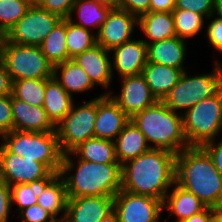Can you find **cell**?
Segmentation results:
<instances>
[{"label":"cell","instance_id":"cell-35","mask_svg":"<svg viewBox=\"0 0 222 222\" xmlns=\"http://www.w3.org/2000/svg\"><path fill=\"white\" fill-rule=\"evenodd\" d=\"M38 187L39 184H18L11 186L12 205L17 204L18 212L24 208L30 207L38 202Z\"/></svg>","mask_w":222,"mask_h":222},{"label":"cell","instance_id":"cell-33","mask_svg":"<svg viewBox=\"0 0 222 222\" xmlns=\"http://www.w3.org/2000/svg\"><path fill=\"white\" fill-rule=\"evenodd\" d=\"M174 26L176 36L181 39H188L197 36L204 28V17L201 14L190 10L174 9Z\"/></svg>","mask_w":222,"mask_h":222},{"label":"cell","instance_id":"cell-40","mask_svg":"<svg viewBox=\"0 0 222 222\" xmlns=\"http://www.w3.org/2000/svg\"><path fill=\"white\" fill-rule=\"evenodd\" d=\"M10 209H12L11 188L0 179V222H8Z\"/></svg>","mask_w":222,"mask_h":222},{"label":"cell","instance_id":"cell-36","mask_svg":"<svg viewBox=\"0 0 222 222\" xmlns=\"http://www.w3.org/2000/svg\"><path fill=\"white\" fill-rule=\"evenodd\" d=\"M214 4L215 0H175V9L190 10L211 19L214 17Z\"/></svg>","mask_w":222,"mask_h":222},{"label":"cell","instance_id":"cell-28","mask_svg":"<svg viewBox=\"0 0 222 222\" xmlns=\"http://www.w3.org/2000/svg\"><path fill=\"white\" fill-rule=\"evenodd\" d=\"M71 156L93 163H119L116 157L115 143L111 140L92 137L81 143Z\"/></svg>","mask_w":222,"mask_h":222},{"label":"cell","instance_id":"cell-14","mask_svg":"<svg viewBox=\"0 0 222 222\" xmlns=\"http://www.w3.org/2000/svg\"><path fill=\"white\" fill-rule=\"evenodd\" d=\"M138 25V17L130 12L116 8L109 12L107 20L101 25L97 44L111 51L113 48L131 41V34Z\"/></svg>","mask_w":222,"mask_h":222},{"label":"cell","instance_id":"cell-5","mask_svg":"<svg viewBox=\"0 0 222 222\" xmlns=\"http://www.w3.org/2000/svg\"><path fill=\"white\" fill-rule=\"evenodd\" d=\"M0 139L11 153L43 163L54 174H59L63 153L59 147L56 131L24 132L13 129L3 134Z\"/></svg>","mask_w":222,"mask_h":222},{"label":"cell","instance_id":"cell-8","mask_svg":"<svg viewBox=\"0 0 222 222\" xmlns=\"http://www.w3.org/2000/svg\"><path fill=\"white\" fill-rule=\"evenodd\" d=\"M0 58L12 81L53 77L54 66L40 46L13 44L5 39L0 45Z\"/></svg>","mask_w":222,"mask_h":222},{"label":"cell","instance_id":"cell-3","mask_svg":"<svg viewBox=\"0 0 222 222\" xmlns=\"http://www.w3.org/2000/svg\"><path fill=\"white\" fill-rule=\"evenodd\" d=\"M77 161V163L74 162L70 153L62 156L59 174L64 180L68 198L114 197L121 190L122 171L120 163L102 164L82 159ZM72 170H75L74 174H72Z\"/></svg>","mask_w":222,"mask_h":222},{"label":"cell","instance_id":"cell-45","mask_svg":"<svg viewBox=\"0 0 222 222\" xmlns=\"http://www.w3.org/2000/svg\"><path fill=\"white\" fill-rule=\"evenodd\" d=\"M175 0H150L149 12H172Z\"/></svg>","mask_w":222,"mask_h":222},{"label":"cell","instance_id":"cell-13","mask_svg":"<svg viewBox=\"0 0 222 222\" xmlns=\"http://www.w3.org/2000/svg\"><path fill=\"white\" fill-rule=\"evenodd\" d=\"M120 80L122 81L120 95L112 96L110 91L104 94H108L130 118L158 101L142 74L123 77Z\"/></svg>","mask_w":222,"mask_h":222},{"label":"cell","instance_id":"cell-26","mask_svg":"<svg viewBox=\"0 0 222 222\" xmlns=\"http://www.w3.org/2000/svg\"><path fill=\"white\" fill-rule=\"evenodd\" d=\"M149 40L146 44L175 37L174 16L172 12H147L138 17V25Z\"/></svg>","mask_w":222,"mask_h":222},{"label":"cell","instance_id":"cell-27","mask_svg":"<svg viewBox=\"0 0 222 222\" xmlns=\"http://www.w3.org/2000/svg\"><path fill=\"white\" fill-rule=\"evenodd\" d=\"M53 76L71 96L95 87L87 73L73 59L55 65Z\"/></svg>","mask_w":222,"mask_h":222},{"label":"cell","instance_id":"cell-39","mask_svg":"<svg viewBox=\"0 0 222 222\" xmlns=\"http://www.w3.org/2000/svg\"><path fill=\"white\" fill-rule=\"evenodd\" d=\"M13 130L11 95L0 96V137Z\"/></svg>","mask_w":222,"mask_h":222},{"label":"cell","instance_id":"cell-53","mask_svg":"<svg viewBox=\"0 0 222 222\" xmlns=\"http://www.w3.org/2000/svg\"><path fill=\"white\" fill-rule=\"evenodd\" d=\"M55 222H64V220H58V219H57Z\"/></svg>","mask_w":222,"mask_h":222},{"label":"cell","instance_id":"cell-4","mask_svg":"<svg viewBox=\"0 0 222 222\" xmlns=\"http://www.w3.org/2000/svg\"><path fill=\"white\" fill-rule=\"evenodd\" d=\"M162 101L147 107L130 118L154 149H165L178 154L190 147L183 129V118Z\"/></svg>","mask_w":222,"mask_h":222},{"label":"cell","instance_id":"cell-22","mask_svg":"<svg viewBox=\"0 0 222 222\" xmlns=\"http://www.w3.org/2000/svg\"><path fill=\"white\" fill-rule=\"evenodd\" d=\"M114 143L116 157L121 165L151 149L144 134L131 119L116 137Z\"/></svg>","mask_w":222,"mask_h":222},{"label":"cell","instance_id":"cell-23","mask_svg":"<svg viewBox=\"0 0 222 222\" xmlns=\"http://www.w3.org/2000/svg\"><path fill=\"white\" fill-rule=\"evenodd\" d=\"M182 74L183 71L181 69L152 62H147L142 70V75L145 77L151 93L158 101L163 100L172 87L179 81Z\"/></svg>","mask_w":222,"mask_h":222},{"label":"cell","instance_id":"cell-29","mask_svg":"<svg viewBox=\"0 0 222 222\" xmlns=\"http://www.w3.org/2000/svg\"><path fill=\"white\" fill-rule=\"evenodd\" d=\"M112 9L103 7L92 0H77L70 12L69 19L72 23L82 26L85 29L91 30L97 28V33L101 25L107 20L109 12ZM74 11L77 12L79 19L76 22L72 17ZM91 26V27H90Z\"/></svg>","mask_w":222,"mask_h":222},{"label":"cell","instance_id":"cell-30","mask_svg":"<svg viewBox=\"0 0 222 222\" xmlns=\"http://www.w3.org/2000/svg\"><path fill=\"white\" fill-rule=\"evenodd\" d=\"M42 53L55 66L69 60L66 46V19H62L40 45Z\"/></svg>","mask_w":222,"mask_h":222},{"label":"cell","instance_id":"cell-12","mask_svg":"<svg viewBox=\"0 0 222 222\" xmlns=\"http://www.w3.org/2000/svg\"><path fill=\"white\" fill-rule=\"evenodd\" d=\"M113 210L120 222H160L163 202L147 195L120 190L114 196Z\"/></svg>","mask_w":222,"mask_h":222},{"label":"cell","instance_id":"cell-50","mask_svg":"<svg viewBox=\"0 0 222 222\" xmlns=\"http://www.w3.org/2000/svg\"><path fill=\"white\" fill-rule=\"evenodd\" d=\"M100 222H120V221L118 219L117 214L113 210L109 215L103 218Z\"/></svg>","mask_w":222,"mask_h":222},{"label":"cell","instance_id":"cell-7","mask_svg":"<svg viewBox=\"0 0 222 222\" xmlns=\"http://www.w3.org/2000/svg\"><path fill=\"white\" fill-rule=\"evenodd\" d=\"M211 73L189 76L183 72L179 81L172 87L162 102L171 110H189L203 99L215 95L222 88V66L215 61Z\"/></svg>","mask_w":222,"mask_h":222},{"label":"cell","instance_id":"cell-37","mask_svg":"<svg viewBox=\"0 0 222 222\" xmlns=\"http://www.w3.org/2000/svg\"><path fill=\"white\" fill-rule=\"evenodd\" d=\"M77 0H42L39 7L67 19Z\"/></svg>","mask_w":222,"mask_h":222},{"label":"cell","instance_id":"cell-44","mask_svg":"<svg viewBox=\"0 0 222 222\" xmlns=\"http://www.w3.org/2000/svg\"><path fill=\"white\" fill-rule=\"evenodd\" d=\"M12 95V80L0 58V96Z\"/></svg>","mask_w":222,"mask_h":222},{"label":"cell","instance_id":"cell-24","mask_svg":"<svg viewBox=\"0 0 222 222\" xmlns=\"http://www.w3.org/2000/svg\"><path fill=\"white\" fill-rule=\"evenodd\" d=\"M172 187H174L172 192H168L163 201V210L168 209L170 215H175L177 218L175 222H181L206 208L198 197L176 182Z\"/></svg>","mask_w":222,"mask_h":222},{"label":"cell","instance_id":"cell-47","mask_svg":"<svg viewBox=\"0 0 222 222\" xmlns=\"http://www.w3.org/2000/svg\"><path fill=\"white\" fill-rule=\"evenodd\" d=\"M95 1L97 4L110 8V9H116L118 8V0H92Z\"/></svg>","mask_w":222,"mask_h":222},{"label":"cell","instance_id":"cell-41","mask_svg":"<svg viewBox=\"0 0 222 222\" xmlns=\"http://www.w3.org/2000/svg\"><path fill=\"white\" fill-rule=\"evenodd\" d=\"M206 32L209 44L220 51L222 49V21L217 16L208 24Z\"/></svg>","mask_w":222,"mask_h":222},{"label":"cell","instance_id":"cell-21","mask_svg":"<svg viewBox=\"0 0 222 222\" xmlns=\"http://www.w3.org/2000/svg\"><path fill=\"white\" fill-rule=\"evenodd\" d=\"M37 204L44 208L56 220V216L63 213L58 220H64L67 208V190L60 174H55L48 181L39 184Z\"/></svg>","mask_w":222,"mask_h":222},{"label":"cell","instance_id":"cell-43","mask_svg":"<svg viewBox=\"0 0 222 222\" xmlns=\"http://www.w3.org/2000/svg\"><path fill=\"white\" fill-rule=\"evenodd\" d=\"M212 159L218 172L222 175V141L216 144L215 140L209 141L201 146Z\"/></svg>","mask_w":222,"mask_h":222},{"label":"cell","instance_id":"cell-18","mask_svg":"<svg viewBox=\"0 0 222 222\" xmlns=\"http://www.w3.org/2000/svg\"><path fill=\"white\" fill-rule=\"evenodd\" d=\"M109 53L111 54L109 50L96 44L72 59L82 67L94 85L108 89L113 80Z\"/></svg>","mask_w":222,"mask_h":222},{"label":"cell","instance_id":"cell-34","mask_svg":"<svg viewBox=\"0 0 222 222\" xmlns=\"http://www.w3.org/2000/svg\"><path fill=\"white\" fill-rule=\"evenodd\" d=\"M30 7L26 0H0V29L6 34Z\"/></svg>","mask_w":222,"mask_h":222},{"label":"cell","instance_id":"cell-20","mask_svg":"<svg viewBox=\"0 0 222 222\" xmlns=\"http://www.w3.org/2000/svg\"><path fill=\"white\" fill-rule=\"evenodd\" d=\"M186 40L177 36L147 44V62L185 71Z\"/></svg>","mask_w":222,"mask_h":222},{"label":"cell","instance_id":"cell-38","mask_svg":"<svg viewBox=\"0 0 222 222\" xmlns=\"http://www.w3.org/2000/svg\"><path fill=\"white\" fill-rule=\"evenodd\" d=\"M22 222H55L56 219L38 204L19 212Z\"/></svg>","mask_w":222,"mask_h":222},{"label":"cell","instance_id":"cell-51","mask_svg":"<svg viewBox=\"0 0 222 222\" xmlns=\"http://www.w3.org/2000/svg\"><path fill=\"white\" fill-rule=\"evenodd\" d=\"M30 6H39L42 0H26Z\"/></svg>","mask_w":222,"mask_h":222},{"label":"cell","instance_id":"cell-2","mask_svg":"<svg viewBox=\"0 0 222 222\" xmlns=\"http://www.w3.org/2000/svg\"><path fill=\"white\" fill-rule=\"evenodd\" d=\"M175 182L206 207L222 208V175L201 146H190L176 154Z\"/></svg>","mask_w":222,"mask_h":222},{"label":"cell","instance_id":"cell-46","mask_svg":"<svg viewBox=\"0 0 222 222\" xmlns=\"http://www.w3.org/2000/svg\"><path fill=\"white\" fill-rule=\"evenodd\" d=\"M213 213L212 207H206L203 211L182 220L181 222H210Z\"/></svg>","mask_w":222,"mask_h":222},{"label":"cell","instance_id":"cell-19","mask_svg":"<svg viewBox=\"0 0 222 222\" xmlns=\"http://www.w3.org/2000/svg\"><path fill=\"white\" fill-rule=\"evenodd\" d=\"M13 129L24 132H52L55 126L43 107L30 105L11 95Z\"/></svg>","mask_w":222,"mask_h":222},{"label":"cell","instance_id":"cell-9","mask_svg":"<svg viewBox=\"0 0 222 222\" xmlns=\"http://www.w3.org/2000/svg\"><path fill=\"white\" fill-rule=\"evenodd\" d=\"M73 103L70 112L55 126L59 147L63 154L72 152L81 143L94 137L96 98L83 105Z\"/></svg>","mask_w":222,"mask_h":222},{"label":"cell","instance_id":"cell-11","mask_svg":"<svg viewBox=\"0 0 222 222\" xmlns=\"http://www.w3.org/2000/svg\"><path fill=\"white\" fill-rule=\"evenodd\" d=\"M0 144V179L10 187L18 184H41L55 175L45 164L24 159Z\"/></svg>","mask_w":222,"mask_h":222},{"label":"cell","instance_id":"cell-25","mask_svg":"<svg viewBox=\"0 0 222 222\" xmlns=\"http://www.w3.org/2000/svg\"><path fill=\"white\" fill-rule=\"evenodd\" d=\"M73 101L72 96L60 85L54 76L46 79L43 108L54 126L70 112L73 103H75Z\"/></svg>","mask_w":222,"mask_h":222},{"label":"cell","instance_id":"cell-6","mask_svg":"<svg viewBox=\"0 0 222 222\" xmlns=\"http://www.w3.org/2000/svg\"><path fill=\"white\" fill-rule=\"evenodd\" d=\"M181 114L189 146H202L215 140L222 130V88Z\"/></svg>","mask_w":222,"mask_h":222},{"label":"cell","instance_id":"cell-42","mask_svg":"<svg viewBox=\"0 0 222 222\" xmlns=\"http://www.w3.org/2000/svg\"><path fill=\"white\" fill-rule=\"evenodd\" d=\"M150 0H118V8L139 17L149 12Z\"/></svg>","mask_w":222,"mask_h":222},{"label":"cell","instance_id":"cell-49","mask_svg":"<svg viewBox=\"0 0 222 222\" xmlns=\"http://www.w3.org/2000/svg\"><path fill=\"white\" fill-rule=\"evenodd\" d=\"M215 14H217V18L222 21V0H215L213 15Z\"/></svg>","mask_w":222,"mask_h":222},{"label":"cell","instance_id":"cell-31","mask_svg":"<svg viewBox=\"0 0 222 222\" xmlns=\"http://www.w3.org/2000/svg\"><path fill=\"white\" fill-rule=\"evenodd\" d=\"M97 44V36L88 29L66 19V46L70 59Z\"/></svg>","mask_w":222,"mask_h":222},{"label":"cell","instance_id":"cell-48","mask_svg":"<svg viewBox=\"0 0 222 222\" xmlns=\"http://www.w3.org/2000/svg\"><path fill=\"white\" fill-rule=\"evenodd\" d=\"M210 222H222V208H213Z\"/></svg>","mask_w":222,"mask_h":222},{"label":"cell","instance_id":"cell-16","mask_svg":"<svg viewBox=\"0 0 222 222\" xmlns=\"http://www.w3.org/2000/svg\"><path fill=\"white\" fill-rule=\"evenodd\" d=\"M114 197L68 198L64 222H100L113 211Z\"/></svg>","mask_w":222,"mask_h":222},{"label":"cell","instance_id":"cell-17","mask_svg":"<svg viewBox=\"0 0 222 222\" xmlns=\"http://www.w3.org/2000/svg\"><path fill=\"white\" fill-rule=\"evenodd\" d=\"M113 70L118 72L119 78L142 74L147 63V44L143 39L131 40L113 48ZM114 67V68H113Z\"/></svg>","mask_w":222,"mask_h":222},{"label":"cell","instance_id":"cell-1","mask_svg":"<svg viewBox=\"0 0 222 222\" xmlns=\"http://www.w3.org/2000/svg\"><path fill=\"white\" fill-rule=\"evenodd\" d=\"M121 171V190L151 196L163 202L175 183L176 154L151 148L122 164Z\"/></svg>","mask_w":222,"mask_h":222},{"label":"cell","instance_id":"cell-10","mask_svg":"<svg viewBox=\"0 0 222 222\" xmlns=\"http://www.w3.org/2000/svg\"><path fill=\"white\" fill-rule=\"evenodd\" d=\"M61 20L60 16L39 6H31L7 31L5 39L13 44L40 46Z\"/></svg>","mask_w":222,"mask_h":222},{"label":"cell","instance_id":"cell-52","mask_svg":"<svg viewBox=\"0 0 222 222\" xmlns=\"http://www.w3.org/2000/svg\"><path fill=\"white\" fill-rule=\"evenodd\" d=\"M5 40V33L0 29V45L3 43Z\"/></svg>","mask_w":222,"mask_h":222},{"label":"cell","instance_id":"cell-32","mask_svg":"<svg viewBox=\"0 0 222 222\" xmlns=\"http://www.w3.org/2000/svg\"><path fill=\"white\" fill-rule=\"evenodd\" d=\"M46 79L12 81V96L30 105L43 107Z\"/></svg>","mask_w":222,"mask_h":222},{"label":"cell","instance_id":"cell-15","mask_svg":"<svg viewBox=\"0 0 222 222\" xmlns=\"http://www.w3.org/2000/svg\"><path fill=\"white\" fill-rule=\"evenodd\" d=\"M129 121L130 117L108 94L96 97L94 137L115 141Z\"/></svg>","mask_w":222,"mask_h":222}]
</instances>
